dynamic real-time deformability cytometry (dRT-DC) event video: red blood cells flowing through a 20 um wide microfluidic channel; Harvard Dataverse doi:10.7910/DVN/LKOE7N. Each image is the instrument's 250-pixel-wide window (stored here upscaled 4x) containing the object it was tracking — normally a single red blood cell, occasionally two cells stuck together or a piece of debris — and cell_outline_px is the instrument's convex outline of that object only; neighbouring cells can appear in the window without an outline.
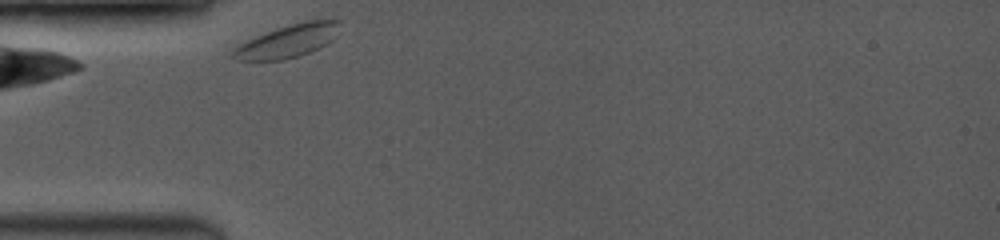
{"species": "common noctule bat (a hibernating species)", "species_latin": "Nyctalus noctula", "temperature_condition": "room temperature", "stored_images_in_passage": 2, "camera_frame_rate_fps": 3500, "um_per_image_px": 0.085, "animal": {"sex": "female", "body_mass_g": 19.0, "forearm_length_mm": 53.3}, "frame": {"image": 1, "passage_image": 1, "time_ms": 0.0, "image_size_px": [1000, 240], "cell_outline_px": [[340, 20], [336, 36], [332, 40], [320, 48], [284, 60], [236, 60], [232, 56], [232, 48], [256, 36], [276, 28], [288, 24], [304, 20]], "centroid_in_image_um": [24.46, 3.48], "position_along_channel_um": 60.5, "area_um2": 20.35}}